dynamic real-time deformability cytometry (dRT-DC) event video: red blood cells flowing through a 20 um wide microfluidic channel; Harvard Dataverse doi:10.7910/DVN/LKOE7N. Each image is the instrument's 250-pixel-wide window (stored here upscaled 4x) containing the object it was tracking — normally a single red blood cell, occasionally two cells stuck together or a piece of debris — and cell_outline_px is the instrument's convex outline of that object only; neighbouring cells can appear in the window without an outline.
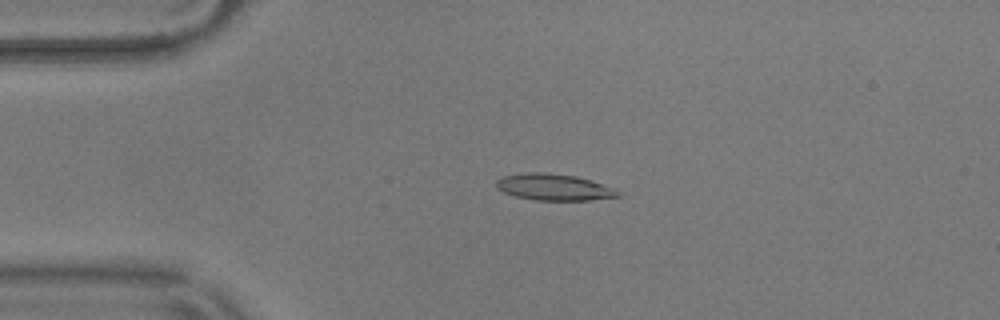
{"species": "common noctule bat (a hibernating species)", "species_latin": "Nyctalus noctula", "temperature_condition": "warm", "stored_images_in_passage": 50, "camera_frame_rate_fps": 3000, "um_per_image_px": 0.085, "animal": {"sex": "male", "body_mass_g": 17.9}, "frame": {"image": 1, "passage_image": 7, "time_ms": 2.0, "image_size_px": [1000, 320], "cell_outline_px": [[620, 196], [588, 200], [536, 200], [516, 196], [504, 192], [496, 188], [496, 180], [504, 176], [528, 172], [540, 172], [576, 176], [616, 188], [620, 192]], "centroid_in_image_um": [47.09, 15.91], "position_along_channel_um": 37.9, "area_um2": 18.61}}
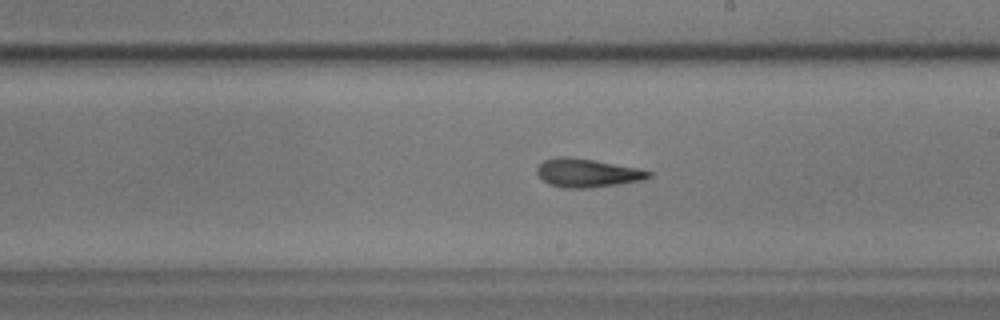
{"frame": {"image": 2, "passage_image": 26, "time_ms": 8.333, "image_size_px": [1000, 320], "cell_outline_px": [[652, 176], [640, 180], [616, 184], [588, 188], [564, 188], [548, 184], [536, 172], [536, 168], [544, 160], [556, 156], [568, 156], [592, 160], [636, 168], [652, 172]], "centroid_in_image_um": [49.85, 14.69], "position_along_channel_um": 239.1, "area_um2": 18.26}}
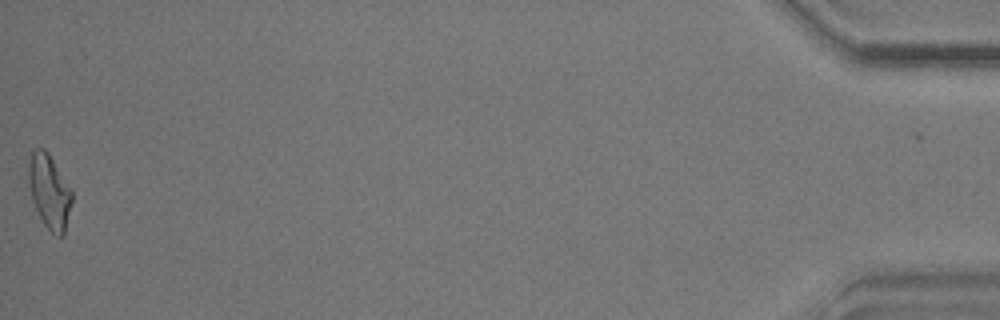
{"frame": {"image": 3, "passage_image": 50, "time_ms": 16.333, "image_size_px": [1000, 320], "cell_outline_px": [[72, 200], [64, 236], [56, 236], [44, 224], [32, 200], [28, 184], [28, 164], [32, 148], [44, 148], [48, 152], [72, 188]], "centroid_in_image_um": [4.2, 16.24], "position_along_channel_um": 431.0, "area_um2": 18.96}, "authors_computed_cell_mechanics": {"area_um2": 18.1492, "velocity_mm_per_s": 3.6403, "shape_relaxation_time_tau1_ms": null, "shape_relaxation_time_tau2_ms": 5.2247, "deformation_change_tau1": null, "deformation_change_tau2": 0.1582}}